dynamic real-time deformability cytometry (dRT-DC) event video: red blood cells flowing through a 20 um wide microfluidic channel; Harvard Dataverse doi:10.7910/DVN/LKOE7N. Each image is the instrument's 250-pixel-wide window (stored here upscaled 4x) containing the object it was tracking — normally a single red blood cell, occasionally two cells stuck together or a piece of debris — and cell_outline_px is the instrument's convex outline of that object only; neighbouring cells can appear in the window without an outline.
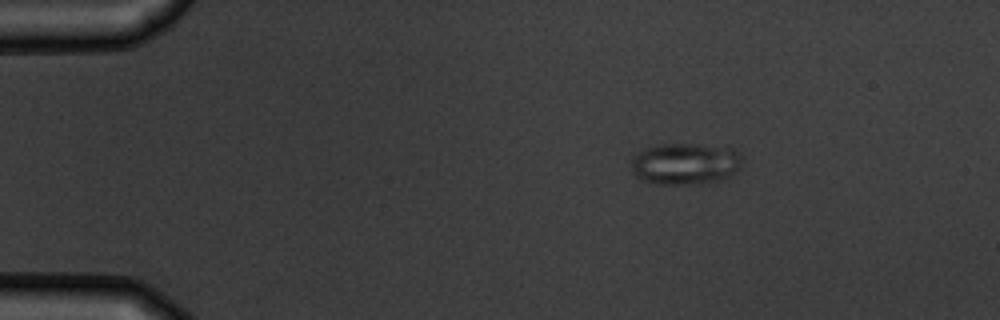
{"species": "common noctule bat (a hibernating species)", "species_latin": "Nyctalus noctula", "temperature_condition": "warm", "stored_images_in_passage": 3, "camera_frame_rate_fps": 3000, "um_per_image_px": 0.085, "animal": {"sex": "male", "body_mass_g": 19.5, "forearm_length_mm": 54.6}, "frame": {"image": 1, "passage_image": 1, "time_ms": 0.0, "image_size_px": [1000, 320], "cell_outline_px": [[740, 168], [732, 176], [720, 180], [704, 184], [652, 184], [640, 180], [636, 176], [632, 168], [632, 156], [636, 152], [644, 148], [664, 144], [692, 144], [732, 148], [740, 156]], "centroid_in_image_um": [58.22, 13.94], "position_along_channel_um": 26.8, "area_um2": 27.11}}